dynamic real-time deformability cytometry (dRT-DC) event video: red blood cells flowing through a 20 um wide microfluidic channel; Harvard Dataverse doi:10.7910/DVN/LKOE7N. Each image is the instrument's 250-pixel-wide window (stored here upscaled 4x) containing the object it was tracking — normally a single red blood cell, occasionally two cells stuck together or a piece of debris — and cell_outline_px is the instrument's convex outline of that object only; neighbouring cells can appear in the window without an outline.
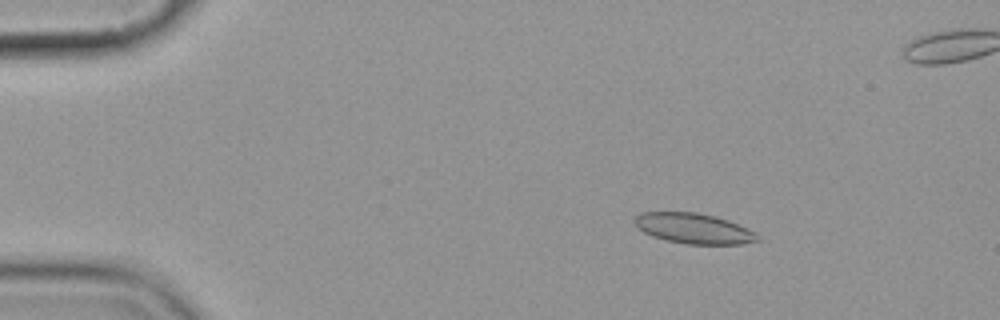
{"species": "common noctule bat (a hibernating species)", "species_latin": "Nyctalus noctula", "temperature_condition": "cold", "stored_images_in_passage": 8, "camera_frame_rate_fps": 3000, "um_per_image_px": 0.085, "animal": {"sex": "female", "body_mass_g": 19.9}, "frame": {"image": 1, "passage_image": 3, "time_ms": 2.333, "image_size_px": [1000, 320], "cell_outline_px": [[760, 240], [740, 244], [688, 244], [664, 240], [652, 236], [644, 232], [632, 220], [640, 212], [696, 212], [716, 216], [728, 220], [748, 228], [756, 232]], "centroid_in_image_um": [58.97, 19.41], "position_along_channel_um": 26.0, "area_um2": 21.79}}
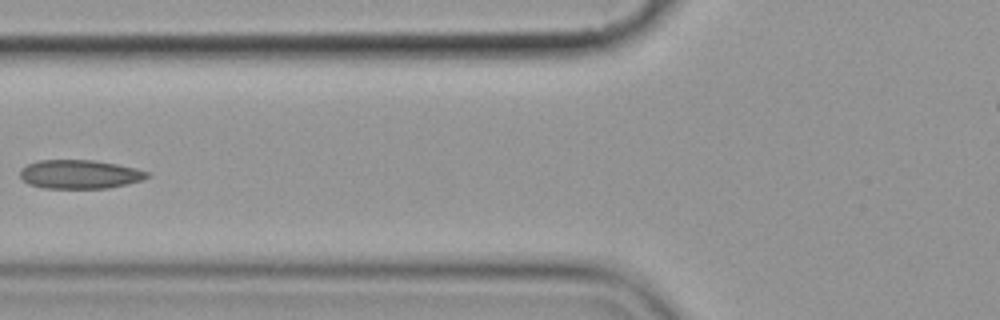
{"frame": {"image": 2, "passage_image": 7, "time_ms": 7.0, "image_size_px": [1000, 320], "cell_outline_px": [[152, 176], [128, 184], [108, 188], [44, 188], [28, 184], [20, 176], [20, 168], [36, 160], [92, 160], [116, 164], [136, 168], [148, 172]], "centroid_in_image_um": [6.77, 14.81], "position_along_channel_um": 119.0, "area_um2": 21.39}}
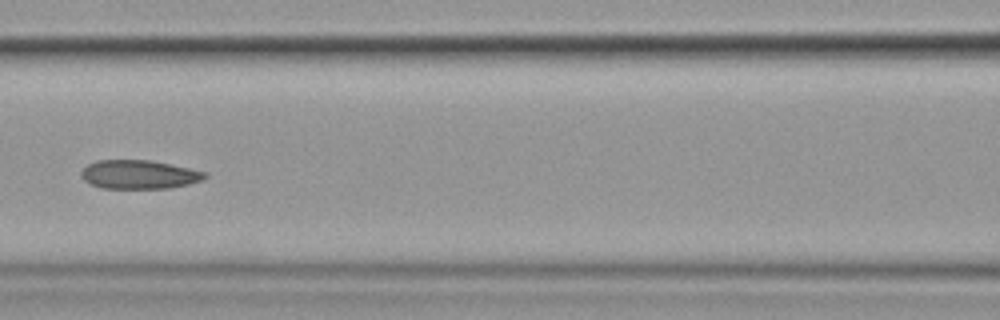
{"frame": {"image": 3, "passage_image": 8, "time_ms": 8.0, "image_size_px": [1000, 320], "cell_outline_px": [[208, 176], [204, 180], [188, 184], [168, 188], [100, 188], [84, 180], [80, 176], [80, 172], [88, 164], [96, 160], [148, 160], [208, 172]], "centroid_in_image_um": [11.82, 14.83], "position_along_channel_um": 154.8, "area_um2": 20.69}}